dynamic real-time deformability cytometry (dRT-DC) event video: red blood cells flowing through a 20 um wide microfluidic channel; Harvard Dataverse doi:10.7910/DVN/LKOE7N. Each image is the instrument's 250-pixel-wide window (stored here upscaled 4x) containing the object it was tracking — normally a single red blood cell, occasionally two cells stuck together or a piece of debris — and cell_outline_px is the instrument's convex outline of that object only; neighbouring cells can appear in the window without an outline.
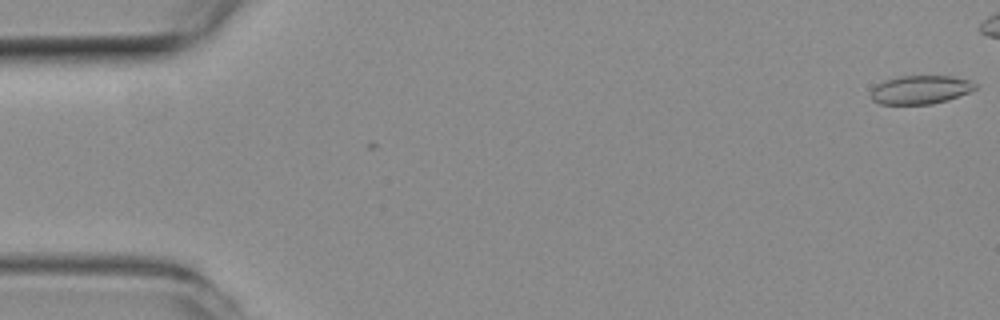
{"species": "common noctule bat (a hibernating species)", "species_latin": "Nyctalus noctula", "temperature_condition": "room temperature", "stored_images_in_passage": 2, "camera_frame_rate_fps": 3000, "um_per_image_px": 0.085, "animal": {"sex": "female", "body_mass_g": 19.3, "forearm_length_mm": 54.1}, "frame": {"image": 1, "passage_image": 1, "time_ms": 0.0, "image_size_px": [1000, 320], "cell_outline_px": [[976, 88], [968, 92], [948, 100], [932, 104], [880, 104], [872, 100], [872, 88], [876, 84], [884, 80], [900, 76], [952, 76], [972, 80], [976, 84]], "centroid_in_image_um": [78.24, 7.62], "position_along_channel_um": 6.8, "area_um2": 17.4}}